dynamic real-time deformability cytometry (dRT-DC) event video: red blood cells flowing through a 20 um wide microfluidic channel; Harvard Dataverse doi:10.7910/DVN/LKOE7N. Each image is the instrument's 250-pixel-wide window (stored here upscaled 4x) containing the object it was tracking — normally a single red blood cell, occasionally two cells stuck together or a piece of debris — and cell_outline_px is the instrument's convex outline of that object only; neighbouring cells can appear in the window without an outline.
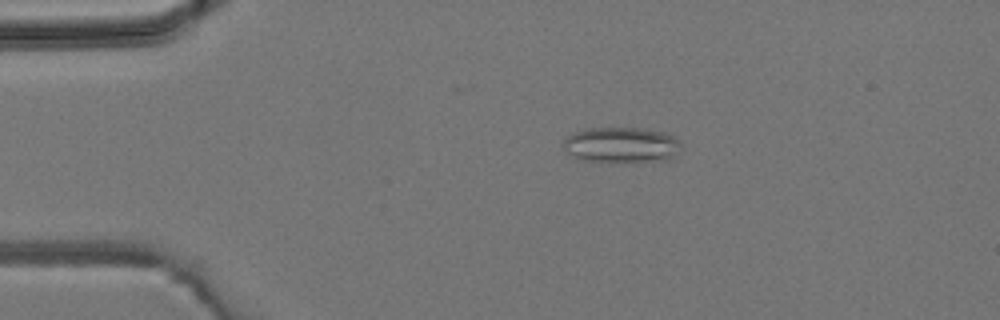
{"species": "common noctule bat (a hibernating species)", "species_latin": "Nyctalus noctula", "temperature_condition": "room temperature", "stored_images_in_passage": 3, "camera_frame_rate_fps": 3000, "um_per_image_px": 0.085, "animal": {"sex": "male", "body_mass_g": 19.2, "forearm_length_mm": 51.8}, "frame": {"image": 1, "passage_image": 2, "time_ms": 1.333, "image_size_px": [1000, 320], "cell_outline_px": [[680, 144], [672, 156], [668, 160], [612, 164], [576, 160], [560, 144], [568, 136], [584, 128], [640, 128], [664, 132], [680, 140]], "centroid_in_image_um": [52.74, 12.36], "position_along_channel_um": 32.3, "area_um2": 25.09}}